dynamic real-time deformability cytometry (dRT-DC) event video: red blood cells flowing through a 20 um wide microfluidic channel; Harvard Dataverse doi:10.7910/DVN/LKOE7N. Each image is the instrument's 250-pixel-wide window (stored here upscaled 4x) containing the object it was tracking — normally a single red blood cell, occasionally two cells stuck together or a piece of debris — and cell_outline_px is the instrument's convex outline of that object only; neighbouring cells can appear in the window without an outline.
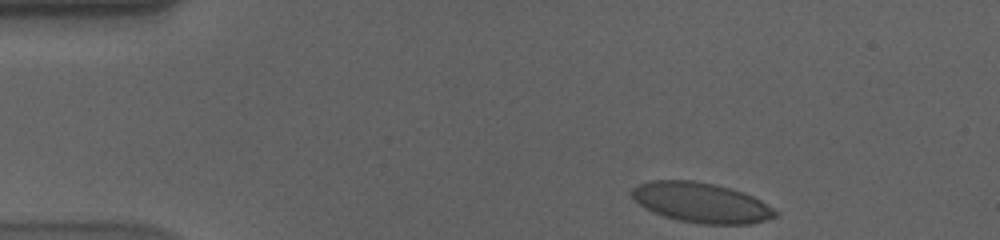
{"species": "human", "species_latin": "Homo sapiens", "temperature_condition": "cold", "stored_images_in_passage": 44, "camera_frame_rate_fps": 3000, "um_per_image_px": 0.085, "donor": {"sex": "male"}, "frame": {"image": 1, "passage_image": 1, "time_ms": 0.0, "image_size_px": [1000, 240], "cell_outline_px": [[780, 212], [776, 216], [752, 224], [700, 224], [680, 220], [664, 216], [652, 212], [644, 208], [628, 192], [636, 184], [652, 180], [692, 180], [716, 184], [752, 196], [760, 200]], "centroid_in_image_um": [59.57, 17.22], "position_along_channel_um": 25.4, "area_um2": 33.47}}
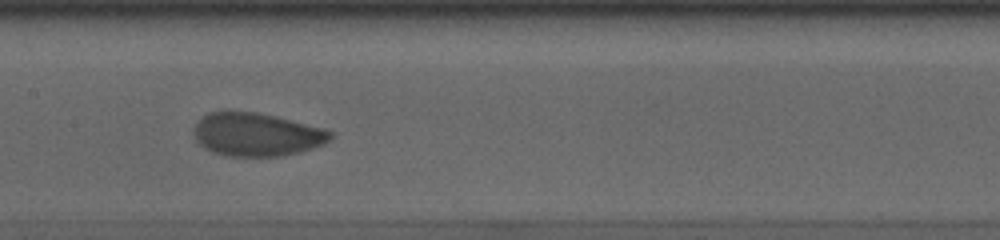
{"frame": {"image": 2, "passage_image": 21, "time_ms": 6.667, "image_size_px": [1000, 240], "cell_outline_px": [[332, 136], [324, 144], [300, 152], [284, 156], [224, 156], [212, 152], [204, 148], [196, 140], [192, 132], [192, 128], [196, 120], [200, 116], [208, 112], [228, 108], [256, 112], [276, 116], [324, 128], [332, 132]], "centroid_in_image_um": [21.72, 11.39], "position_along_channel_um": 185.7, "area_um2": 35.43}}
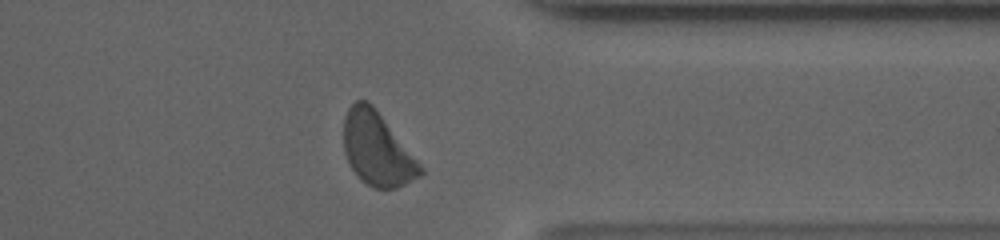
{"frame": {"image": 3, "passage_image": 38, "time_ms": 12.333, "image_size_px": [1000, 240], "cell_outline_px": [[424, 172], [420, 176], [396, 188], [372, 188], [360, 180], [356, 176], [344, 152], [344, 116], [348, 108], [356, 100], [368, 100], [372, 104], [424, 168]], "centroid_in_image_um": [32.04, 12.67], "position_along_channel_um": 379.4, "area_um2": 32.54}, "authors_computed_cell_mechanics": {"area_um2": 34.4777, "velocity_mm_per_s": 3.5287, "shape_relaxation_time_tau1_ms": 6.5753, "shape_relaxation_time_tau2_ms": null, "deformation_change_tau1": 0.1533, "deformation_change_tau2": null}}